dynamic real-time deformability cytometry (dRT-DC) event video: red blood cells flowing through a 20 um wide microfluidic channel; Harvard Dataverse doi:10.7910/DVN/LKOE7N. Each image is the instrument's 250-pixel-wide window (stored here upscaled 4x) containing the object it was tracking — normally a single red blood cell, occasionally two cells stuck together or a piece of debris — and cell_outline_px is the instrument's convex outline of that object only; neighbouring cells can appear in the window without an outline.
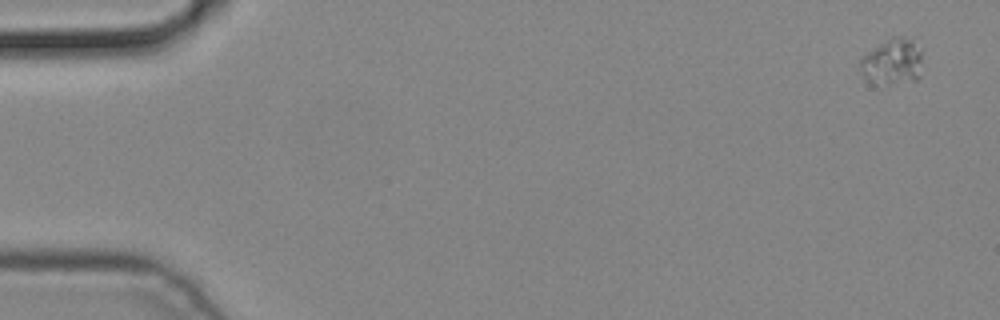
{"species": "common noctule bat (a hibernating species)", "species_latin": "Nyctalus noctula", "temperature_condition": "cold", "stored_images_in_passage": 7, "camera_frame_rate_fps": 3000, "um_per_image_px": 0.085, "animal": {"sex": "male", "body_mass_g": 19.2, "forearm_length_mm": 51.8}, "frame": {"image": 1, "passage_image": 1, "time_ms": 0.0, "image_size_px": [1000, 320], "cell_outline_px": [[920, 76], [916, 80], [888, 84], [872, 84], [864, 80], [860, 68], [860, 60], [868, 52], [892, 36], [904, 36], [912, 40], [920, 52]], "centroid_in_image_um": [75.81, 5.28], "position_along_channel_um": 9.2, "area_um2": 16.59}}
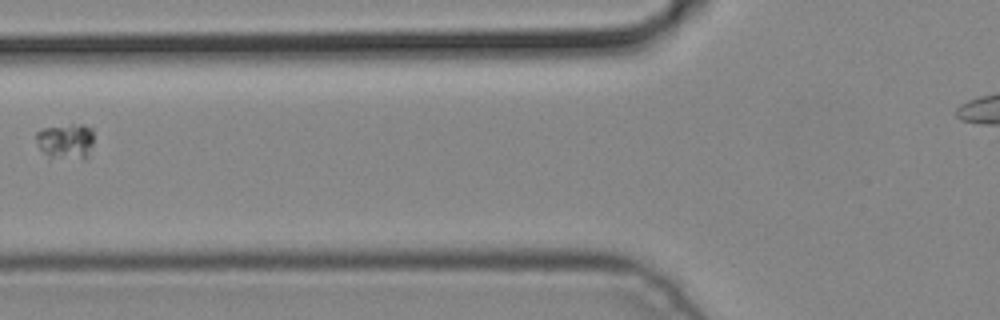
{"frame": {"image": 2, "passage_image": 6, "time_ms": 1.667, "image_size_px": [1000, 320], "cell_outline_px": [[92, 144], [88, 160], [48, 160], [40, 148], [36, 140], [36, 132], [44, 128], [72, 124], [84, 124], [92, 128]], "centroid_in_image_um": [5.6, 12.08], "position_along_channel_um": 120.2, "area_um2": 12.66}}
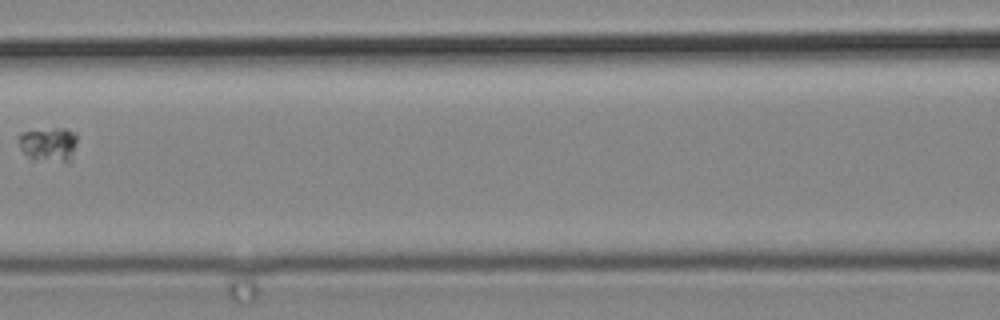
{"frame": {"image": 3, "passage_image": 7, "time_ms": 2.0, "image_size_px": [1000, 320], "cell_outline_px": [[76, 144], [72, 160], [68, 164], [32, 160], [20, 148], [16, 136], [20, 132], [52, 128], [64, 128], [76, 132]], "centroid_in_image_um": [4.14, 12.3], "position_along_channel_um": 162.5, "area_um2": 12.37}}